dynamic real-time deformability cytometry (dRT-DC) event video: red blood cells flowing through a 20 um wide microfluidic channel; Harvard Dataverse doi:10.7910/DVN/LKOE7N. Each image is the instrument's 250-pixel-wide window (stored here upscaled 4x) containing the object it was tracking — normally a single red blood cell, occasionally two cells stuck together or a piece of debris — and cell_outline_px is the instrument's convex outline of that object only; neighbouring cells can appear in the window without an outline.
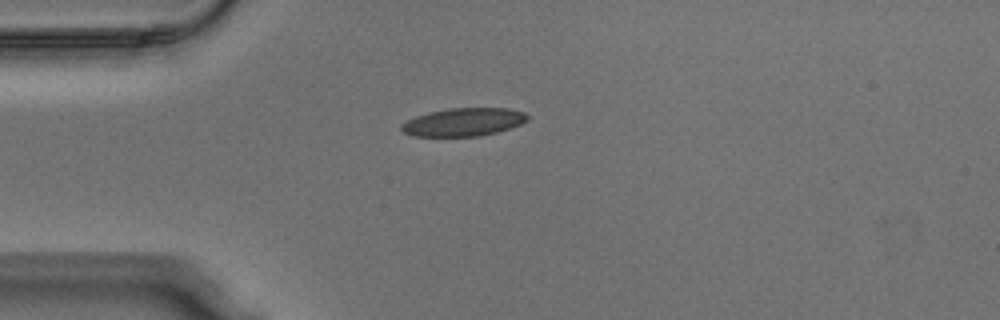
{"species": "Egyptian fruit bat (a non-hibernating species)", "species_latin": "Rousettus aegyptiacus", "temperature_condition": "warm", "stored_images_in_passage": 3, "camera_frame_rate_fps": 3000, "um_per_image_px": 0.085, "animal": {"sex": "male"}, "frame": {"image": 1, "passage_image": 1, "time_ms": 0.0, "image_size_px": [1000, 320], "cell_outline_px": [[528, 120], [520, 124], [496, 132], [480, 136], [412, 136], [404, 132], [400, 128], [400, 124], [416, 116], [428, 112], [448, 108], [508, 108], [524, 112], [528, 116]], "centroid_in_image_um": [39.38, 10.37], "position_along_channel_um": 45.6, "area_um2": 20.58}}
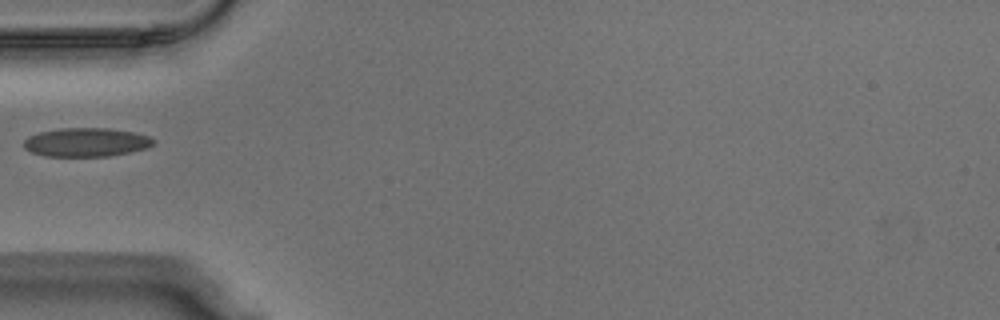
{"frame": {"image": 2, "passage_image": 2, "time_ms": 0.333, "image_size_px": [1000, 320], "cell_outline_px": [[156, 144], [148, 148], [108, 156], [44, 156], [32, 152], [24, 148], [24, 140], [28, 136], [40, 132], [60, 128], [108, 128], [136, 132], [148, 136], [156, 140]], "centroid_in_image_um": [7.36, 12.08], "position_along_channel_um": 77.6, "area_um2": 21.85}}
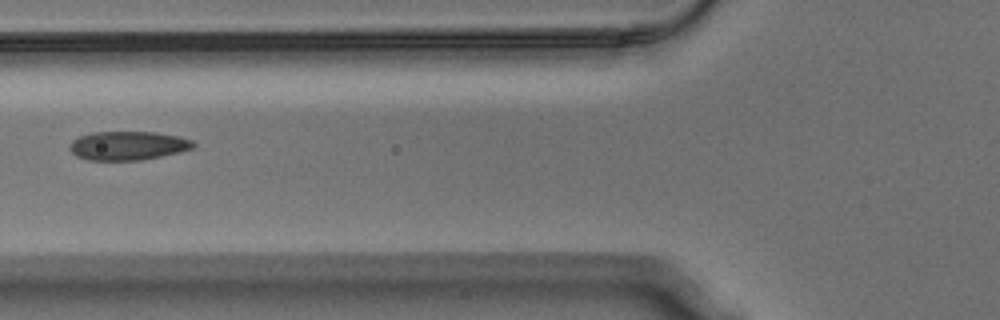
{"frame": {"image": 3, "passage_image": 3, "time_ms": 0.667, "image_size_px": [1000, 320], "cell_outline_px": [[196, 144], [192, 148], [180, 152], [140, 160], [88, 160], [76, 156], [68, 148], [72, 140], [80, 136], [92, 132], [156, 132], [180, 136], [192, 140]], "centroid_in_image_um": [10.87, 12.37], "position_along_channel_um": 114.9, "area_um2": 20.81}}